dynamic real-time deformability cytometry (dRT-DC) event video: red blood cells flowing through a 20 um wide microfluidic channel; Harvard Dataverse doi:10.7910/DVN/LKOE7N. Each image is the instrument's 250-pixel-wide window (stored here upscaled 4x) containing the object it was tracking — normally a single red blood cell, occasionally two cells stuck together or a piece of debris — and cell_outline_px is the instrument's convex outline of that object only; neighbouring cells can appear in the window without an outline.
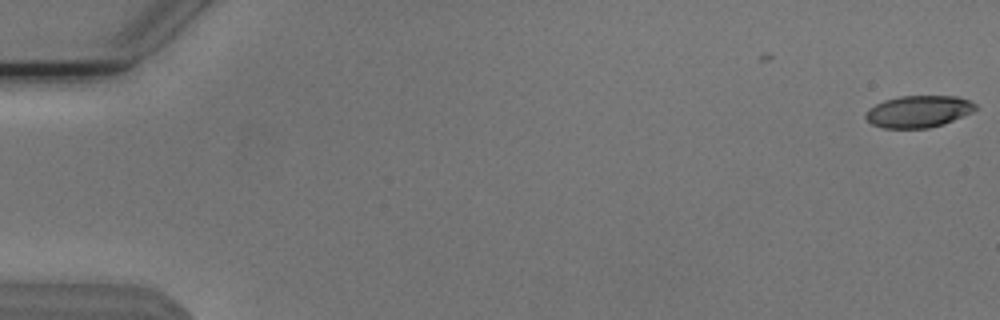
{"species": "Egyptian fruit bat (a non-hibernating species)", "species_latin": "Rousettus aegyptiacus", "temperature_condition": "cold", "stored_images_in_passage": 2, "camera_frame_rate_fps": 3000, "um_per_image_px": 0.085, "animal": {"sex": "male"}, "frame": {"image": 1, "passage_image": 2, "time_ms": 0.333, "image_size_px": [1000, 320], "cell_outline_px": [[976, 108], [972, 112], [944, 124], [928, 128], [884, 128], [872, 124], [864, 116], [864, 112], [868, 108], [884, 100], [900, 96], [956, 96], [968, 100], [976, 104]], "centroid_in_image_um": [78.04, 9.47], "position_along_channel_um": 7.0, "area_um2": 20.4}}